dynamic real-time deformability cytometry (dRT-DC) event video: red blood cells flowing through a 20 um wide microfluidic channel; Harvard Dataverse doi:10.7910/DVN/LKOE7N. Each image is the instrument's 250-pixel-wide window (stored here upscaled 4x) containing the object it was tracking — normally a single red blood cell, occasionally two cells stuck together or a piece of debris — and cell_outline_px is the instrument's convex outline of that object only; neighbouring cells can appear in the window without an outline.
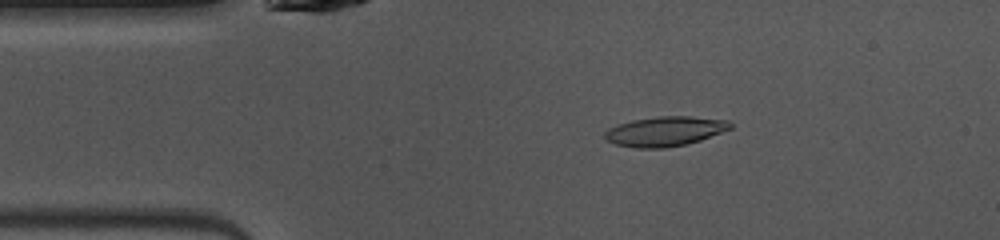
{"species": "common noctule bat (a hibernating species)", "species_latin": "Nyctalus noctula", "temperature_condition": "warm", "stored_images_in_passage": 48, "camera_frame_rate_fps": 3000, "um_per_image_px": 0.085, "animal": {"sex": "female", "body_mass_g": 10.0, "forearm_length_mm": 53.1}, "frame": {"image": 1, "passage_image": 8, "time_ms": 2.333, "image_size_px": [1000, 240], "cell_outline_px": [[732, 128], [700, 140], [684, 144], [664, 148], [636, 148], [616, 144], [604, 140], [604, 132], [608, 128], [616, 124], [632, 120], [660, 116], [688, 116], [728, 120], [732, 124]], "centroid_in_image_um": [56.48, 11.16], "position_along_channel_um": 28.5, "area_um2": 21.73}}
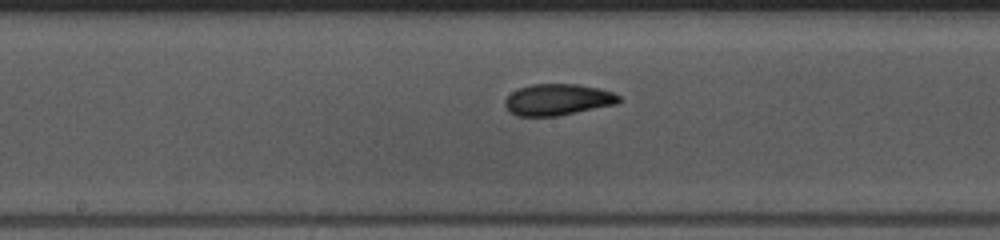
{"frame": {"image": 2, "passage_image": 23, "time_ms": 7.333, "image_size_px": [1000, 240], "cell_outline_px": [[620, 100], [616, 104], [556, 116], [516, 116], [508, 112], [504, 104], [504, 100], [512, 92], [520, 88], [532, 84], [576, 84], [600, 88], [612, 92], [620, 96]], "centroid_in_image_um": [47.37, 8.47], "position_along_channel_um": 200.8, "area_um2": 20.81}}
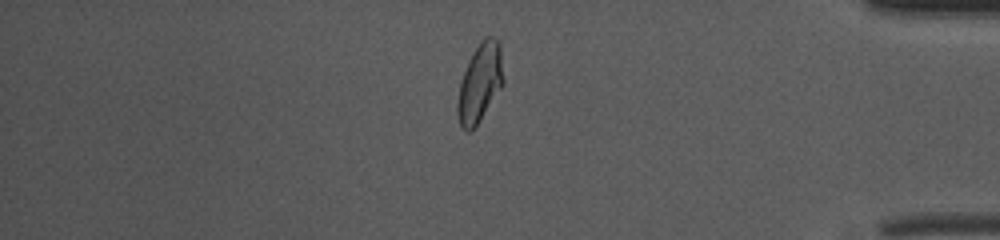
{"frame": {"image": 3, "passage_image": 40, "time_ms": 13.0, "image_size_px": [1000, 240], "cell_outline_px": [[504, 84], [472, 132], [464, 132], [460, 128], [456, 112], [456, 104], [460, 80], [476, 48], [484, 36], [496, 36], [500, 40], [504, 80]], "centroid_in_image_um": [40.79, 7.07], "position_along_channel_um": 394.4, "area_um2": 21.39}, "authors_computed_cell_mechanics": {"area_um2": 20.7502, "velocity_mm_per_s": 4.0452, "shape_relaxation_time_tau1_ms": 5.1653, "shape_relaxation_time_tau2_ms": 1.6106, "deformation_change_tau1": 0.1745, "deformation_change_tau2": 0.0597}}